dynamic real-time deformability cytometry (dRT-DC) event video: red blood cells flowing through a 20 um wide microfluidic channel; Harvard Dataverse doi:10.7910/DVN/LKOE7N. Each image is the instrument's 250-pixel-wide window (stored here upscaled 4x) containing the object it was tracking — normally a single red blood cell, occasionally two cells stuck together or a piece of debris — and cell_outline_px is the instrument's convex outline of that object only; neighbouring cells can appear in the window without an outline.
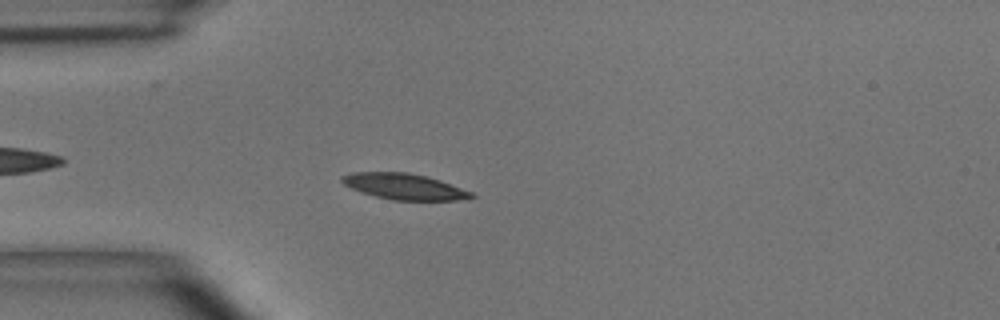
{"species": "common noctule bat (a hibernating species)", "species_latin": "Nyctalus noctula", "temperature_condition": "room temperature", "stored_images_in_passage": 45, "camera_frame_rate_fps": 3000, "um_per_image_px": 0.085, "animal": {"sex": "male", "body_mass_g": 15.6}, "frame": {"image": 1, "passage_image": 9, "time_ms": 2.667, "image_size_px": [1000, 320], "cell_outline_px": [[476, 196], [456, 200], [392, 200], [376, 196], [352, 188], [344, 184], [340, 180], [340, 176], [352, 172], [408, 172], [428, 176], [440, 180], [472, 192]], "centroid_in_image_um": [34.35, 15.84], "position_along_channel_um": 50.7, "area_um2": 19.42}}
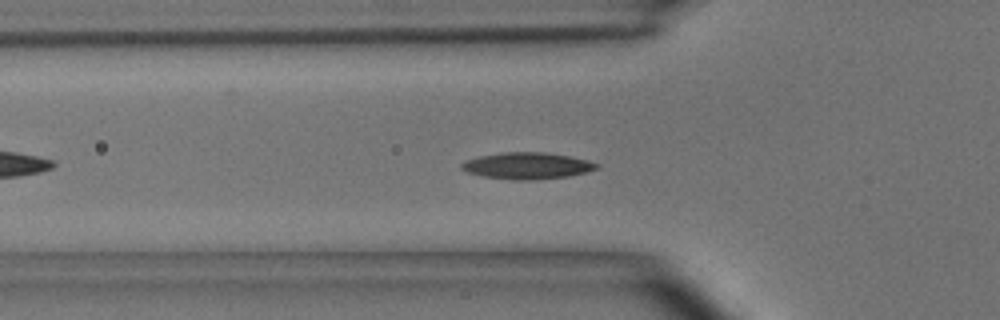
{"frame": {"image": 2, "passage_image": 12, "time_ms": 3.667, "image_size_px": [1000, 320], "cell_outline_px": [[600, 168], [588, 172], [568, 176], [532, 180], [516, 180], [484, 176], [468, 172], [460, 168], [460, 164], [464, 160], [480, 156], [500, 152], [544, 152], [568, 156], [588, 160], [600, 164]], "centroid_in_image_um": [44.83, 14.08], "position_along_channel_um": 81.0, "area_um2": 20.98}}
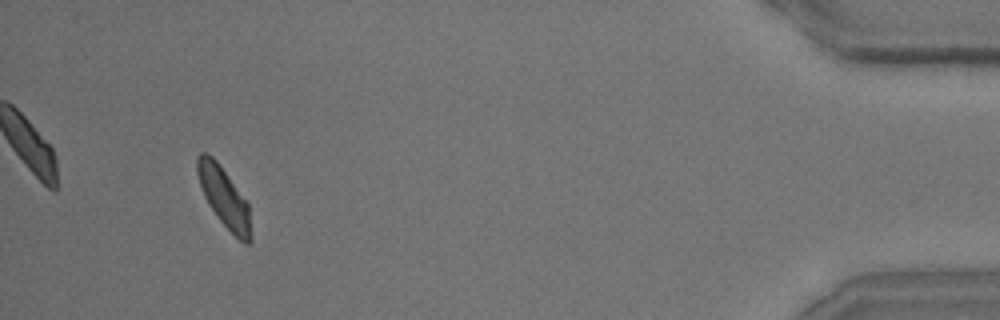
{"frame": {"image": 3, "passage_image": 42, "time_ms": 13.667, "image_size_px": [1000, 320], "cell_outline_px": [[252, 240], [248, 244], [244, 244], [220, 220], [208, 204], [204, 196], [196, 172], [196, 160], [200, 152], [208, 152], [216, 160], [248, 204]], "centroid_in_image_um": [19.02, 16.75], "position_along_channel_um": 416.2, "area_um2": 18.26}, "authors_computed_cell_mechanics": {"area_um2": 18.9584, "velocity_mm_per_s": 4.0405, "shape_relaxation_time_tau1_ms": 2.8938, "shape_relaxation_time_tau2_ms": 5.4534, "deformation_change_tau1": 0.0959, "deformation_change_tau2": 0.1094}}